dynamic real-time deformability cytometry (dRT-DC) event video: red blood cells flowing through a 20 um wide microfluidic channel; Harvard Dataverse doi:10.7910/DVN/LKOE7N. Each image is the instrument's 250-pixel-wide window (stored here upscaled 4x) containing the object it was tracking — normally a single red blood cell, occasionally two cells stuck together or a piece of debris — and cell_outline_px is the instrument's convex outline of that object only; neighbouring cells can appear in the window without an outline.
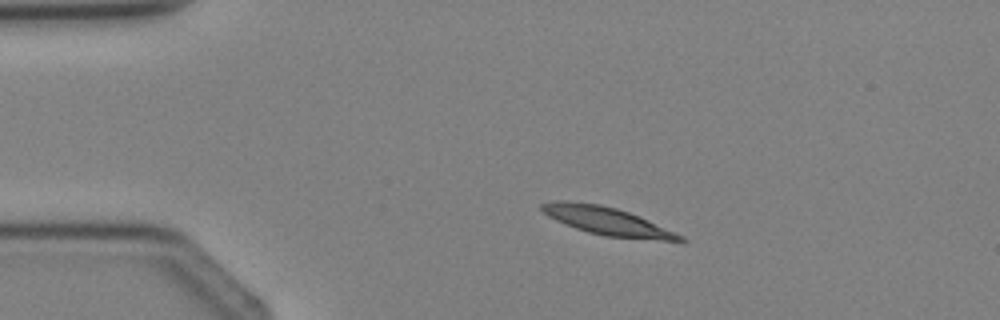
{"species": "Egyptian fruit bat (a non-hibernating species)", "species_latin": "Rousettus aegyptiacus", "temperature_condition": "cold", "stored_images_in_passage": 2, "camera_frame_rate_fps": 3000, "um_per_image_px": 0.085, "animal": {"sex": "female"}, "frame": {"image": 1, "passage_image": 1, "time_ms": 0.0, "image_size_px": [1000, 320], "cell_outline_px": [[688, 240], [684, 244], [604, 236], [588, 232], [576, 228], [556, 220], [548, 216], [540, 208], [540, 204], [552, 200], [568, 200], [600, 204], [616, 208], [640, 216], [684, 236]], "centroid_in_image_um": [51.74, 18.83], "position_along_channel_um": 33.3, "area_um2": 23.29}}